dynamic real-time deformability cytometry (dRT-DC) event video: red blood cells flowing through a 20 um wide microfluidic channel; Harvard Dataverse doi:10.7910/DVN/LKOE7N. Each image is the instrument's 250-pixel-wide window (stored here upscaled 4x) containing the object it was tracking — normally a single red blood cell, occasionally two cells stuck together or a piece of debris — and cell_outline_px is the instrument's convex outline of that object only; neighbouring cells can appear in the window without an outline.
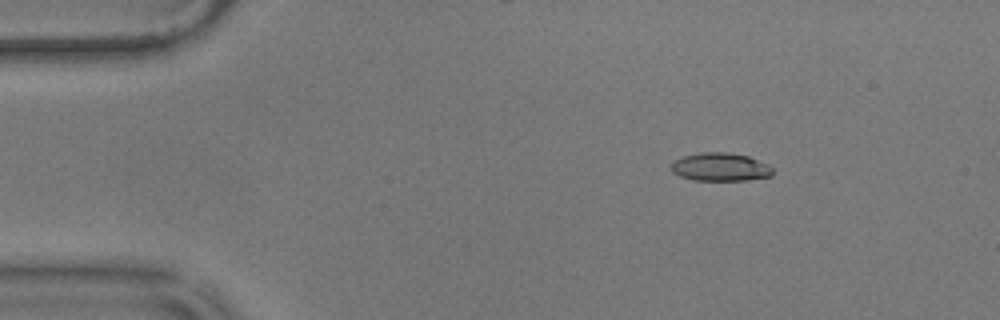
{"species": "common noctule bat (a hibernating species)", "species_latin": "Nyctalus noctula", "temperature_condition": "warm", "stored_images_in_passage": 51, "camera_frame_rate_fps": 3000, "um_per_image_px": 0.085, "animal": {"sex": "male", "body_mass_g": 17.9}, "frame": {"image": 1, "passage_image": 9, "time_ms": 2.667, "image_size_px": [1000, 320], "cell_outline_px": [[772, 176], [744, 180], [692, 180], [680, 176], [672, 172], [672, 164], [676, 160], [684, 156], [704, 152], [724, 152], [748, 156], [768, 164], [772, 168]], "centroid_in_image_um": [61.24, 14.2], "position_along_channel_um": 23.8, "area_um2": 16.47}}
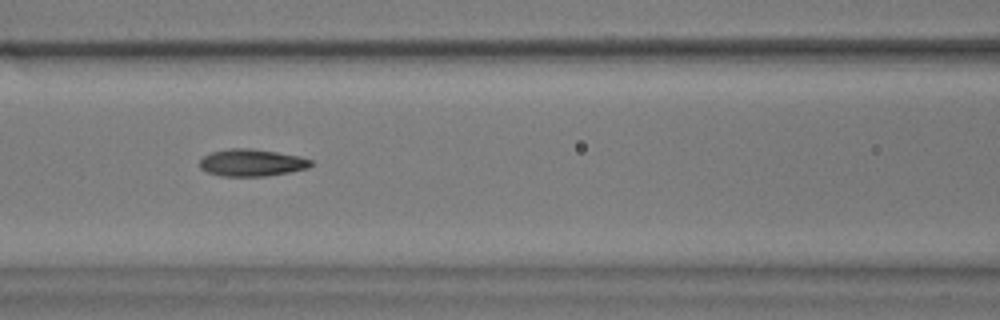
{"frame": {"image": 2, "passage_image": 25, "time_ms": 8.0, "image_size_px": [1000, 320], "cell_outline_px": [[312, 164], [308, 168], [288, 172], [264, 176], [220, 176], [208, 172], [200, 168], [200, 160], [204, 156], [212, 152], [228, 148], [252, 148], [276, 152], [296, 156], [312, 160]], "centroid_in_image_um": [21.36, 13.82], "position_along_channel_um": 145.2, "area_um2": 17.4}}
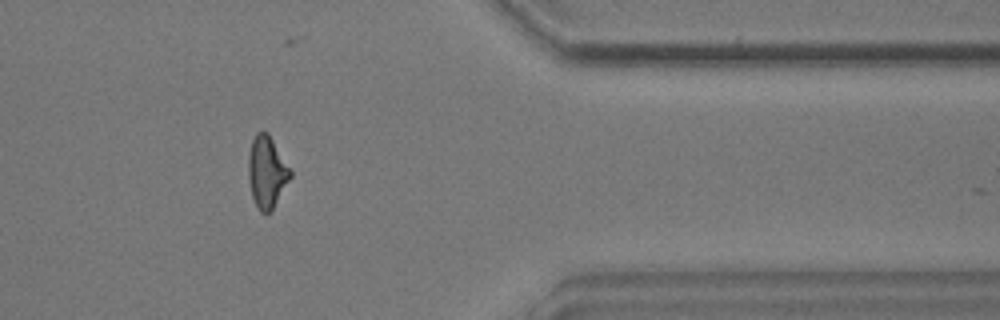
{"frame": {"image": 3, "passage_image": 47, "time_ms": 15.333, "image_size_px": [1000, 320], "cell_outline_px": [[292, 176], [272, 208], [268, 212], [260, 212], [256, 208], [252, 196], [248, 180], [248, 156], [252, 140], [256, 132], [268, 132], [292, 172]], "centroid_in_image_um": [22.66, 14.61], "position_along_channel_um": 388.7, "area_um2": 17.4}, "authors_computed_cell_mechanics": {"area_um2": 17.1666, "velocity_mm_per_s": 3.5878, "shape_relaxation_time_tau1_ms": 3.8752, "shape_relaxation_time_tau2_ms": 2.2791, "deformation_change_tau1": 0.1625, "deformation_change_tau2": 0.0815}}